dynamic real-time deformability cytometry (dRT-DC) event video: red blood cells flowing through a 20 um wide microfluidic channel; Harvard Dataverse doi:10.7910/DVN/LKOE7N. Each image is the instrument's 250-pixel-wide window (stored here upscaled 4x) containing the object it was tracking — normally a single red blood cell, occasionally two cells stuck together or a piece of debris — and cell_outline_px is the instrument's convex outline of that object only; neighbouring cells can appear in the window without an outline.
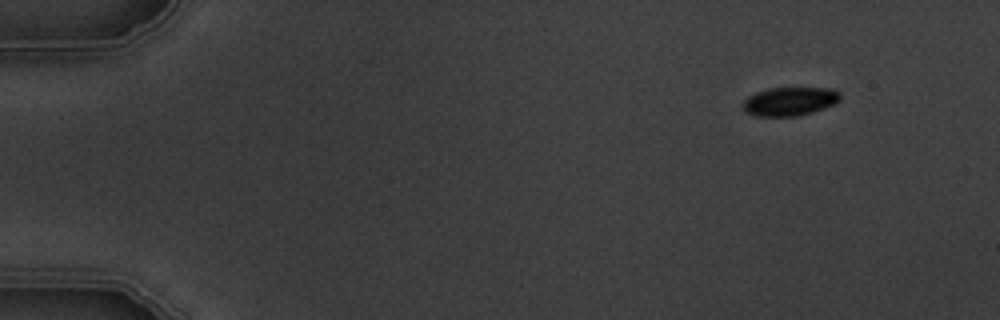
{"species": "common noctule bat (a hibernating species)", "species_latin": "Nyctalus noctula", "temperature_condition": "warm", "stored_images_in_passage": 4, "camera_frame_rate_fps": 3000, "um_per_image_px": 0.085, "animal": {"sex": "male", "body_mass_g": 19.5, "forearm_length_mm": 54.6}, "frame": {"image": 1, "passage_image": 1, "time_ms": 0.0, "image_size_px": [1000, 320], "cell_outline_px": [[840, 100], [836, 104], [812, 112], [796, 116], [756, 116], [748, 112], [744, 108], [744, 100], [748, 96], [756, 92], [768, 88], [832, 88], [840, 92]], "centroid_in_image_um": [67.17, 8.6], "position_along_channel_um": 17.8, "area_um2": 16.18}}
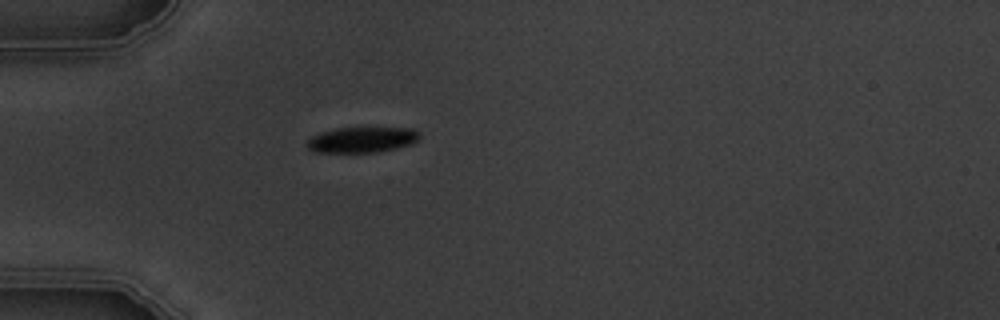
{"frame": {"image": 2, "passage_image": 4, "time_ms": 3.667, "image_size_px": [1000, 320], "cell_outline_px": [[420, 136], [412, 144], [396, 148], [376, 152], [316, 152], [308, 148], [308, 140], [312, 136], [320, 132], [336, 128], [412, 128], [420, 132]], "centroid_in_image_um": [30.78, 11.87], "position_along_channel_um": 54.2, "area_um2": 16.65}}